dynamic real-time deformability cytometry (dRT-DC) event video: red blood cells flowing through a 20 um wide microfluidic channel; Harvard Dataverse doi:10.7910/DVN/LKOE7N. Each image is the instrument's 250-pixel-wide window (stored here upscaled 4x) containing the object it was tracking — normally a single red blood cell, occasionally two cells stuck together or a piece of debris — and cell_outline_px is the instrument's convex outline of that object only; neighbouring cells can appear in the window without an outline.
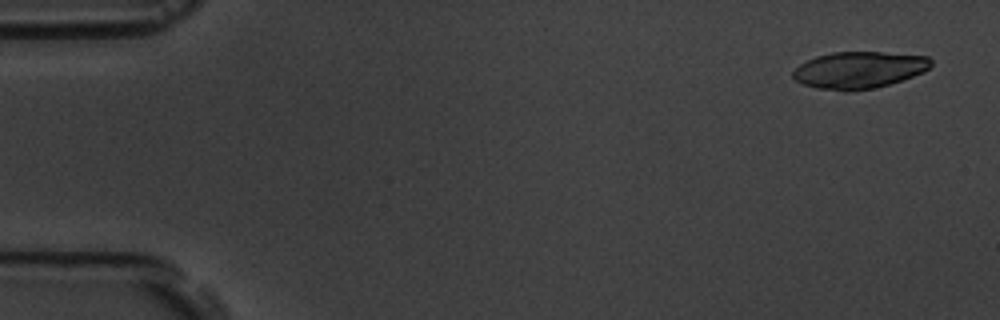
{"species": "common noctule bat (a hibernating species)", "species_latin": "Nyctalus noctula", "temperature_condition": "room temperature", "stored_images_in_passage": 5, "camera_frame_rate_fps": 3000, "um_per_image_px": 0.085, "animal": {"sex": "male", "body_mass_g": 19.5, "forearm_length_mm": 54.6}, "frame": {"image": 1, "passage_image": 1, "time_ms": 0.0, "image_size_px": [1000, 320], "cell_outline_px": [[932, 64], [924, 72], [888, 84], [872, 88], [848, 92], [844, 92], [816, 88], [804, 84], [796, 80], [792, 76], [792, 72], [800, 64], [816, 56], [832, 52], [880, 52], [928, 56], [932, 60]], "centroid_in_image_um": [73.0, 5.95], "position_along_channel_um": 12.0, "area_um2": 29.54}}